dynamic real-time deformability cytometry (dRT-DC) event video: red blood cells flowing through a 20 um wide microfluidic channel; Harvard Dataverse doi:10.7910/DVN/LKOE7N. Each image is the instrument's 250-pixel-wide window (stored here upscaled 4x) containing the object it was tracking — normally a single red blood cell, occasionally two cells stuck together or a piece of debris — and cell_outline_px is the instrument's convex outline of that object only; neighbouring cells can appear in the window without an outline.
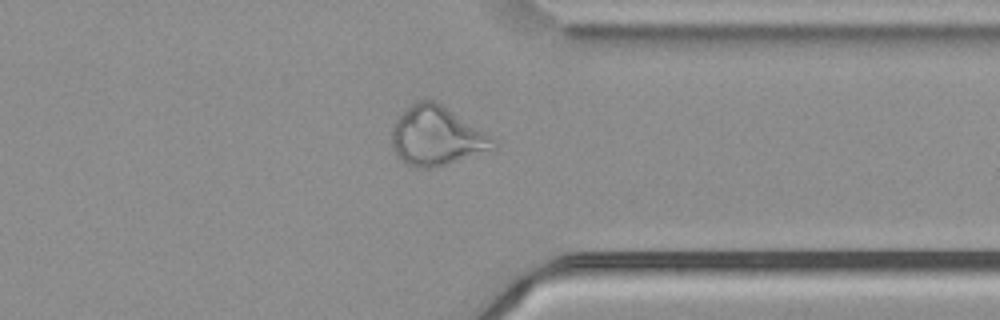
{"species": "common noctule bat (a hibernating species)", "species_latin": "Nyctalus noctula", "temperature_condition": "cold", "stored_images_in_passage": 54, "camera_frame_rate_fps": 3000, "um_per_image_px": 0.085, "animal": {"sex": "male", "body_mass_g": 21.5, "forearm_length_mm": 52.0}, "frame": {"image": 1, "passage_image": 42, "time_ms": 13.667, "image_size_px": [1000, 320], "cell_outline_px": [[488, 148], [448, 164], [432, 168], [420, 168], [408, 164], [400, 160], [396, 156], [392, 148], [392, 124], [416, 100], [436, 100], [488, 136]], "centroid_in_image_um": [36.93, 11.55], "position_along_channel_um": 374.5, "area_um2": 33.35}}
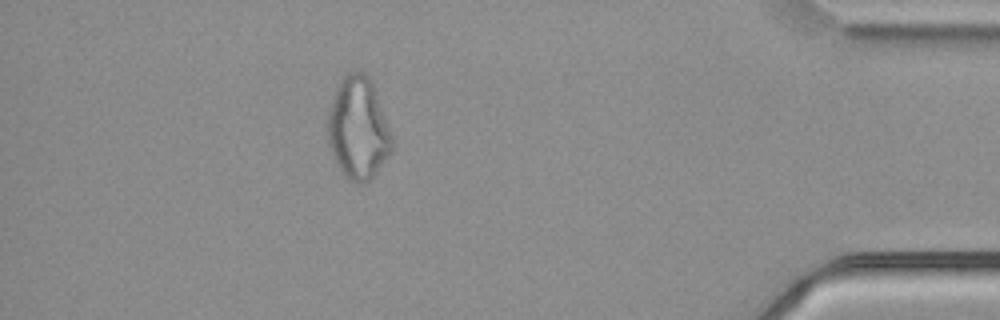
{"frame": {"image": 2, "passage_image": 48, "time_ms": 15.667, "image_size_px": [1000, 320], "cell_outline_px": [[392, 152], [372, 176], [364, 184], [356, 184], [336, 164], [328, 144], [328, 112], [336, 88], [344, 76], [348, 72], [360, 72], [368, 76], [372, 84], [392, 136]], "centroid_in_image_um": [30.43, 10.93], "position_along_channel_um": 404.8, "area_um2": 37.4}}